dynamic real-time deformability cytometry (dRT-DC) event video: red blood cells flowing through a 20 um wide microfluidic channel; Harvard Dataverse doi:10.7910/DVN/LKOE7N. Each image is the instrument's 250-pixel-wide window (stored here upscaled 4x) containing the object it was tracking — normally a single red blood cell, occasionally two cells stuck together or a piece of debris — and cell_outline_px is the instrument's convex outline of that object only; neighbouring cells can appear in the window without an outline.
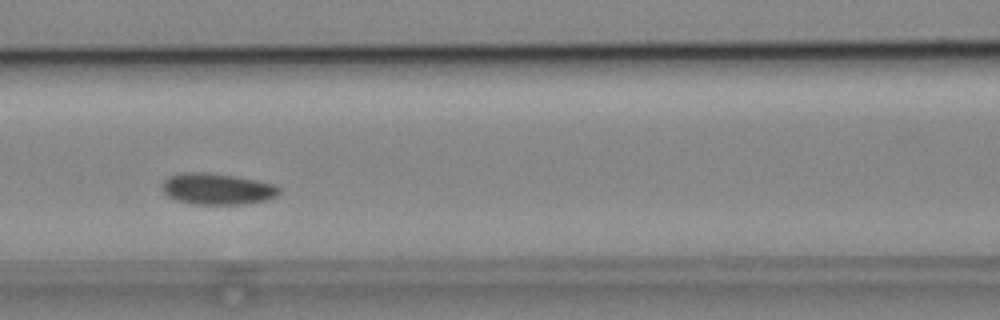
{"species": "common noctule bat (a hibernating species)", "species_latin": "Nyctalus noctula", "temperature_condition": "cold", "stored_images_in_passage": 26, "camera_frame_rate_fps": 3000, "um_per_image_px": 0.085, "animal": {"sex": "male", "body_mass_g": 19.2, "forearm_length_mm": 51.8}, "frame": {"image": 1, "passage_image": 11, "time_ms": 3.333, "image_size_px": [1000, 320], "cell_outline_px": [[280, 192], [276, 196], [268, 200], [240, 204], [192, 204], [176, 200], [168, 196], [164, 192], [164, 180], [168, 176], [180, 172], [208, 172], [256, 180], [276, 184], [280, 188]], "centroid_in_image_um": [18.47, 16.05], "position_along_channel_um": 148.1, "area_um2": 21.33}}
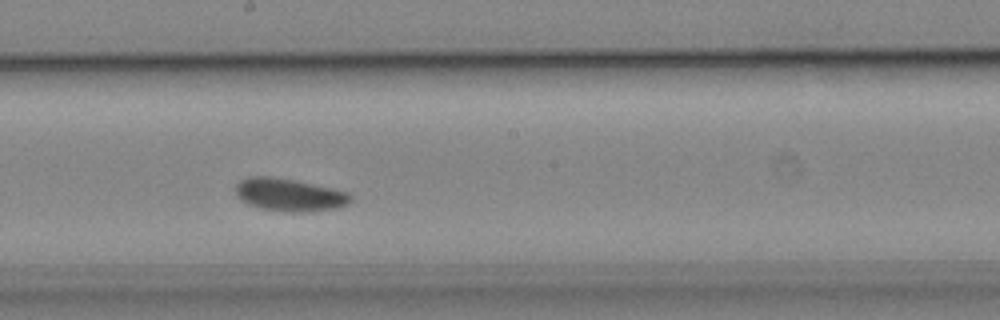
{"frame": {"image": 2, "passage_image": 17, "time_ms": 5.333, "image_size_px": [1000, 320], "cell_outline_px": [[352, 200], [348, 204], [336, 208], [304, 212], [284, 212], [260, 208], [248, 204], [240, 200], [236, 196], [236, 184], [240, 180], [252, 176], [272, 176], [332, 188], [348, 192], [352, 196]], "centroid_in_image_um": [24.58, 16.57], "position_along_channel_um": 223.6, "area_um2": 21.96}}
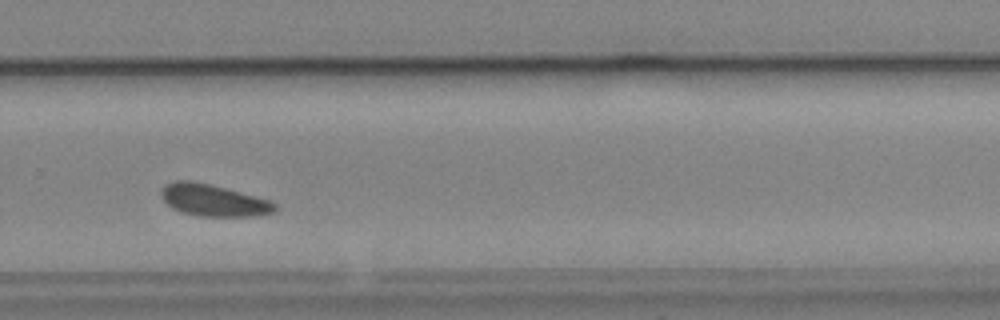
{"frame": {"image": 3, "passage_image": 24, "time_ms": 7.667, "image_size_px": [1000, 320], "cell_outline_px": [[276, 212], [260, 216], [200, 216], [180, 212], [172, 208], [160, 196], [160, 192], [164, 184], [176, 180], [188, 180], [208, 184], [272, 200], [276, 204]], "centroid_in_image_um": [18.15, 17.03], "position_along_channel_um": 311.7, "area_um2": 21.21}}